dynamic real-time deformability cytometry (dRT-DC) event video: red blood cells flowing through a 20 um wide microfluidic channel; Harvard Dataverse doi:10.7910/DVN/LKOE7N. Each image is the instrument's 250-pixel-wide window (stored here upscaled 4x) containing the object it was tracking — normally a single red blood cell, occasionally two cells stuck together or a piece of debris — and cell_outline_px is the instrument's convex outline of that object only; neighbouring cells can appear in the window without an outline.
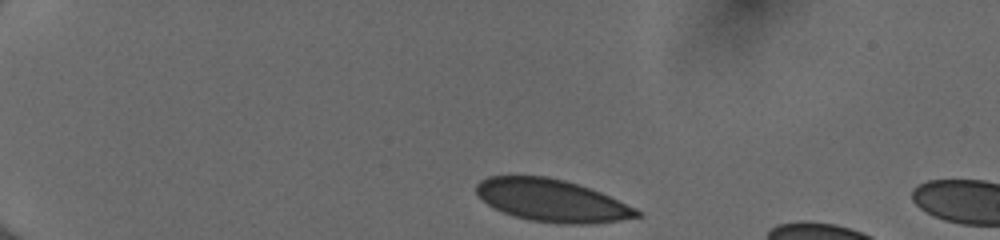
{"species": "human", "species_latin": "Homo sapiens", "temperature_condition": "cold", "stored_images_in_passage": 42, "segment_of_instrument_passage": [1, 2], "camera_frame_rate_fps": 3000, "um_per_image_px": 0.085, "donor": {"sex": "female"}, "frame": {"image": 1, "passage_image": 1, "time_ms": 0.0, "image_size_px": [1000, 240], "cell_outline_px": [[644, 216], [620, 220], [588, 224], [560, 224], [528, 220], [504, 212], [488, 204], [476, 192], [476, 184], [480, 180], [488, 176], [548, 176], [564, 180], [600, 192], [636, 208]], "centroid_in_image_um": [46.92, 17.04], "position_along_channel_um": 38.1, "area_um2": 39.36}}
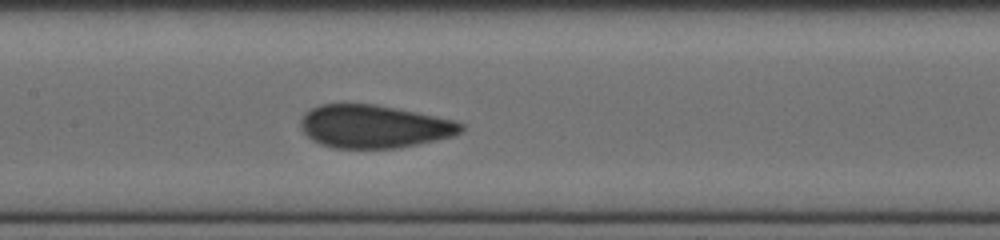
{"frame": {"image": 2, "passage_image": 17, "time_ms": 5.333, "image_size_px": [1000, 240], "cell_outline_px": [[464, 128], [456, 136], [396, 148], [336, 148], [320, 144], [312, 140], [300, 128], [300, 120], [304, 112], [320, 104], [376, 104], [416, 112], [452, 120], [464, 124]], "centroid_in_image_um": [31.76, 10.75], "position_along_channel_um": 175.6, "area_um2": 40.17}}
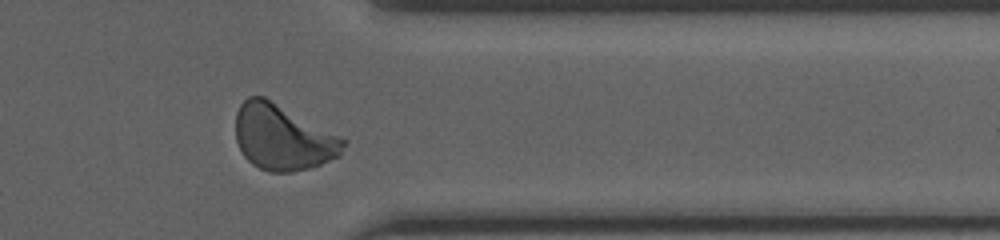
{"frame": {"image": 3, "passage_image": 33, "time_ms": 10.667, "image_size_px": [1000, 240], "cell_outline_px": [[348, 140], [340, 156], [320, 164], [308, 168], [292, 172], [268, 172], [252, 164], [244, 156], [236, 140], [236, 112], [240, 104], [248, 96], [264, 96]], "centroid_in_image_um": [24.04, 11.68], "position_along_channel_um": 387.4, "area_um2": 41.15}}